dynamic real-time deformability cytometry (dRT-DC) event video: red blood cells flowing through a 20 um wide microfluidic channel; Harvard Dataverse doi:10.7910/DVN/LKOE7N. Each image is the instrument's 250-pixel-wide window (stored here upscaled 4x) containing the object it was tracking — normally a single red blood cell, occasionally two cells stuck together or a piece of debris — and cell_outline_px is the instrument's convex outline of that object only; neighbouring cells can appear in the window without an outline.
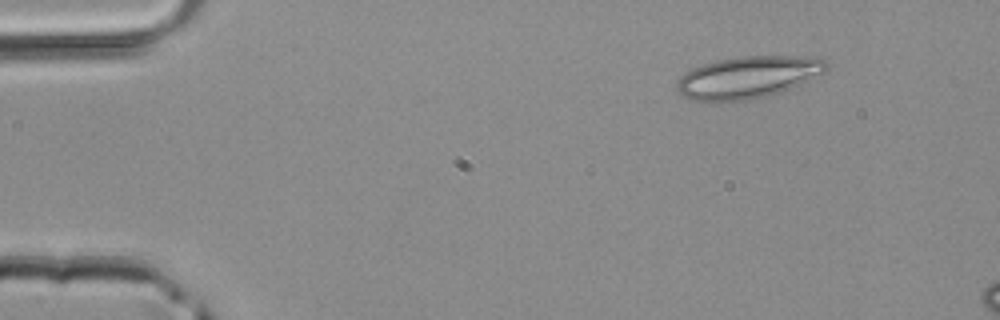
{"species": "common noctule bat (a hibernating species)", "species_latin": "Nyctalus noctula", "temperature_condition": "room temperature", "stored_images_in_passage": 2, "camera_frame_rate_fps": 3000, "um_per_image_px": 0.085, "animal": {"sex": "male", "body_mass_g": 20.4}, "frame": {"image": 1, "passage_image": 1, "time_ms": 0.0, "image_size_px": [1000, 320], "cell_outline_px": [[828, 68], [824, 72], [780, 92], [768, 96], [748, 100], [692, 100], [684, 96], [676, 88], [676, 84], [680, 76], [684, 72], [692, 68], [716, 60], [740, 56], [816, 56], [824, 60], [828, 64]], "centroid_in_image_um": [63.57, 6.54], "position_along_channel_um": 21.4, "area_um2": 36.3}}